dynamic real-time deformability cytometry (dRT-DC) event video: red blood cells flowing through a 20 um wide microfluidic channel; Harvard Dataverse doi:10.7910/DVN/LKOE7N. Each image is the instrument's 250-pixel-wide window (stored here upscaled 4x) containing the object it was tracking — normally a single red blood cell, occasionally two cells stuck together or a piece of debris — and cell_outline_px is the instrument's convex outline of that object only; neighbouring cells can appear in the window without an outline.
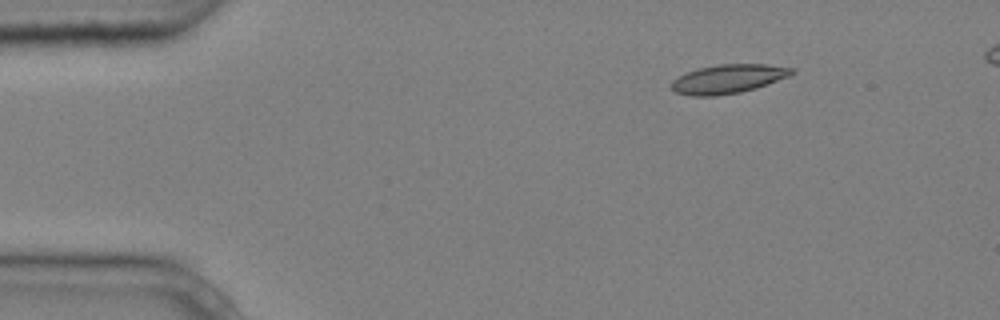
{"species": "common noctule bat (a hibernating species)", "species_latin": "Nyctalus noctula", "temperature_condition": "cold", "stored_images_in_passage": 6, "camera_frame_rate_fps": 3000, "um_per_image_px": 0.085, "animal": {"sex": "male", "body_mass_g": 20.4}, "frame": {"image": 1, "passage_image": 1, "time_ms": 0.0, "image_size_px": [1000, 320], "cell_outline_px": [[796, 72], [788, 76], [756, 88], [740, 92], [716, 96], [692, 96], [676, 92], [672, 88], [672, 80], [688, 72], [700, 68], [720, 64], [764, 64], [796, 68]], "centroid_in_image_um": [61.92, 6.7], "position_along_channel_um": 23.1, "area_um2": 20.06}}
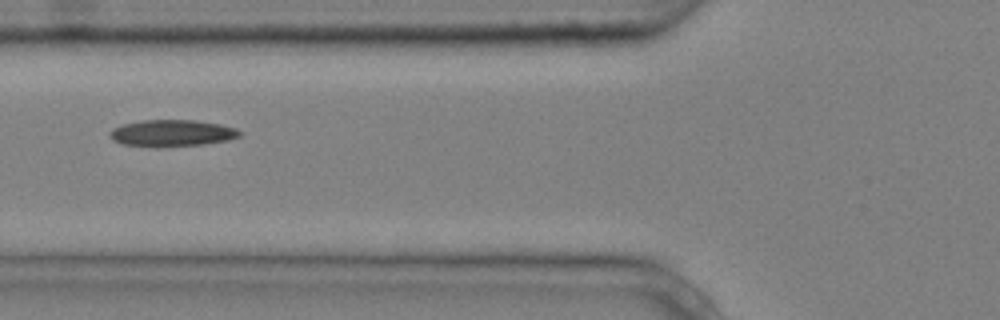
{"frame": {"image": 2, "passage_image": 4, "time_ms": 1.0, "image_size_px": [1000, 320], "cell_outline_px": [[244, 132], [240, 136], [228, 140], [204, 144], [120, 144], [112, 140], [108, 136], [108, 132], [112, 128], [124, 124], [140, 120], [196, 120], [220, 124], [236, 128]], "centroid_in_image_um": [14.64, 11.26], "position_along_channel_um": 111.2, "area_um2": 19.48}}